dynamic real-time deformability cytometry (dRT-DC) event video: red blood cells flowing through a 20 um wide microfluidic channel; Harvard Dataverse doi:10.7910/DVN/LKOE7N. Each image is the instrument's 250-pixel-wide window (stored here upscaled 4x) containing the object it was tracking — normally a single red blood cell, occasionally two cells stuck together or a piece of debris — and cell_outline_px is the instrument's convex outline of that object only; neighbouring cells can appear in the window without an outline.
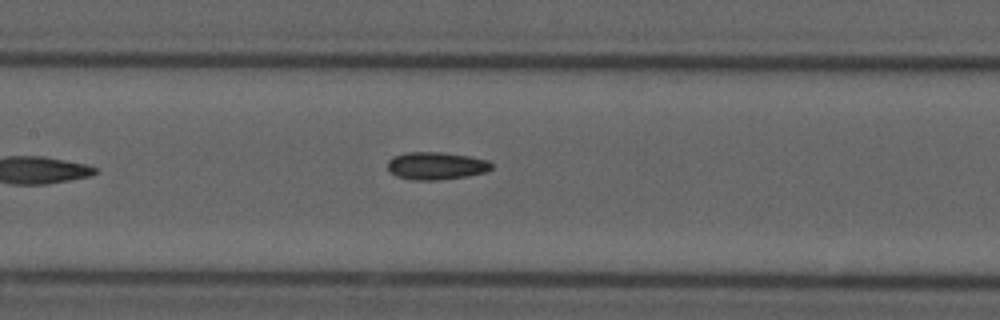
{"species": "common noctule bat (a hibernating species)", "species_latin": "Nyctalus noctula", "temperature_condition": "cold", "stored_images_in_passage": 7, "camera_frame_rate_fps": 3000, "um_per_image_px": 0.085, "animal": {"sex": "male", "forearm_length_mm": 52.5}, "frame": {"image": 1, "passage_image": 7, "time_ms": 8.667, "image_size_px": [1000, 320], "cell_outline_px": [[492, 168], [488, 172], [468, 176], [436, 180], [412, 180], [396, 176], [388, 168], [388, 160], [392, 156], [408, 152], [440, 152], [468, 156], [488, 160], [492, 164]], "centroid_in_image_um": [37.08, 14.09], "position_along_channel_um": 170.3, "area_um2": 16.76}}